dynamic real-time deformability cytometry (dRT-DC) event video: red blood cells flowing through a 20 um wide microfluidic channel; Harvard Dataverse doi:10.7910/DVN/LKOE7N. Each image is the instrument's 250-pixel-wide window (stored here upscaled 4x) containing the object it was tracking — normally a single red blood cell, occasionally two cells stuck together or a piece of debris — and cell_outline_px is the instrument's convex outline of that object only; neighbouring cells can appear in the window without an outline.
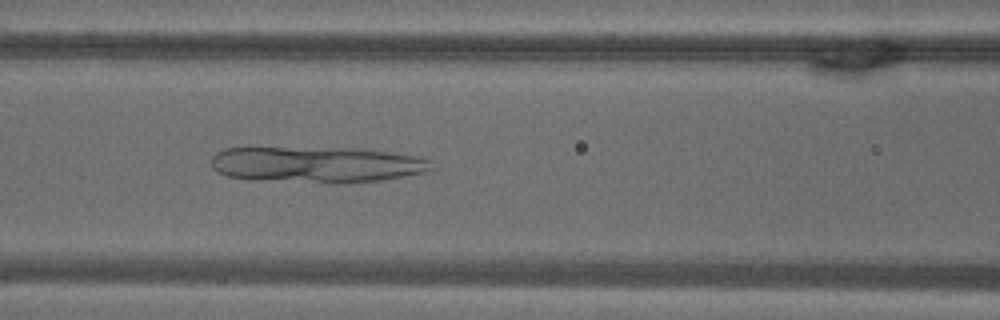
{"species": "common noctule bat (a hibernating species)", "species_latin": "Nyctalus noctula", "temperature_condition": "warm", "stored_images_in_passage": 53, "camera_frame_rate_fps": 3000, "um_per_image_px": 0.085, "animal": {"sex": "male", "body_mass_g": 18.8}, "frame": {"image": 1, "passage_image": 22, "time_ms": 7.0, "image_size_px": [1000, 320], "cell_outline_px": [[436, 168], [424, 172], [380, 180], [344, 184], [228, 176], [216, 172], [212, 168], [212, 156], [216, 152], [224, 148], [352, 148], [392, 152], [420, 156], [428, 160]], "centroid_in_image_um": [26.99, 13.97], "position_along_channel_um": 139.6, "area_um2": 45.78}}
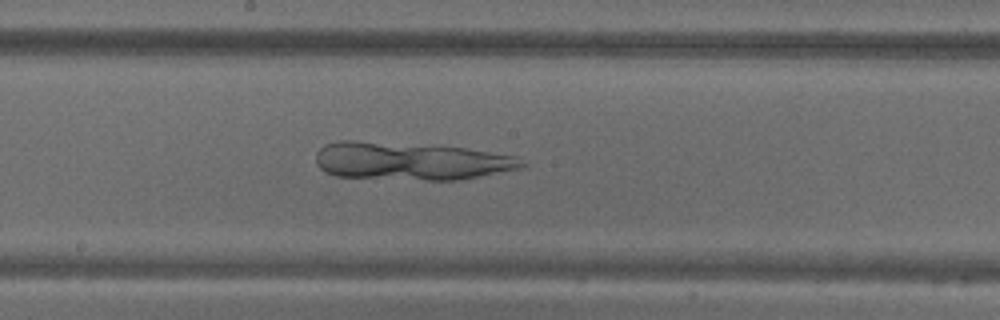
{"frame": {"image": 2, "passage_image": 28, "time_ms": 9.0, "image_size_px": [1000, 320], "cell_outline_px": [[528, 164], [524, 168], [460, 180], [428, 180], [336, 176], [324, 172], [316, 164], [316, 152], [324, 144], [340, 140], [356, 140], [464, 148], [516, 156]], "centroid_in_image_um": [34.9, 13.7], "position_along_channel_um": 213.3, "area_um2": 45.49}}
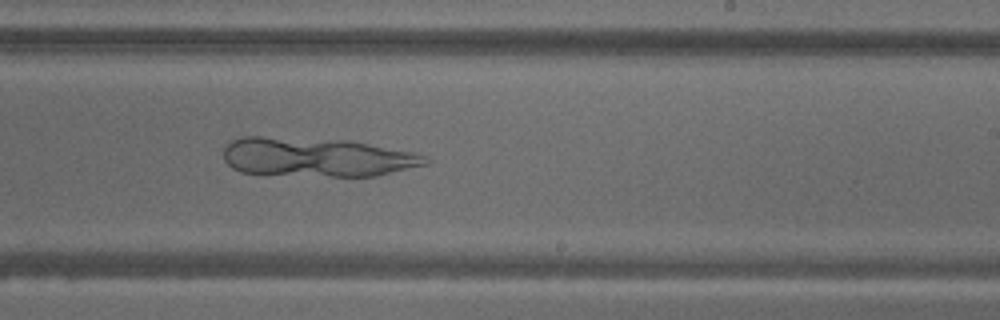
{"frame": {"image": 3, "passage_image": 32, "time_ms": 10.333, "image_size_px": [1000, 320], "cell_outline_px": [[432, 160], [428, 164], [376, 176], [332, 176], [240, 172], [232, 168], [224, 160], [224, 148], [232, 140], [240, 136], [260, 136], [352, 140], [412, 152], [424, 156]], "centroid_in_image_um": [26.93, 13.34], "position_along_channel_um": 262.1, "area_um2": 46.01}}